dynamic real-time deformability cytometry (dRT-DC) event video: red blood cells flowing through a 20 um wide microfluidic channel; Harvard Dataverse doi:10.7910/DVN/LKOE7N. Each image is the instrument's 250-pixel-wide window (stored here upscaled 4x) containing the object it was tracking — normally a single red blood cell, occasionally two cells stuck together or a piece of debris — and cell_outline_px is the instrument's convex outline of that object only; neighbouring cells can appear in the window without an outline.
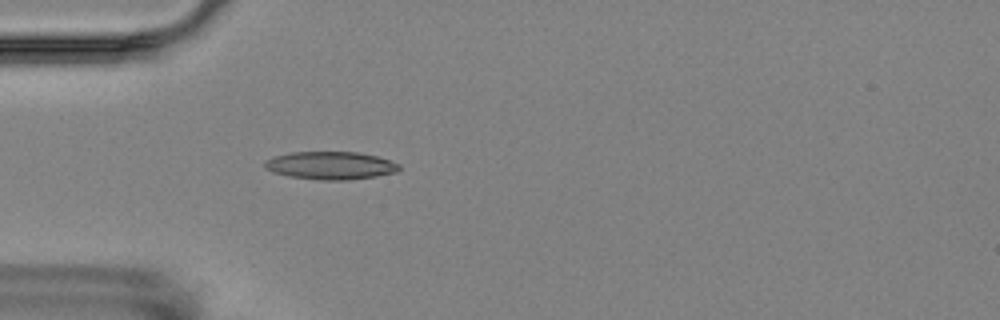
{"species": "Egyptian fruit bat (a non-hibernating species)", "species_latin": "Rousettus aegyptiacus", "temperature_condition": "room temperature", "stored_images_in_passage": 5, "camera_frame_rate_fps": 3000, "um_per_image_px": 0.085, "animal": {"sex": "female"}, "frame": {"image": 1, "passage_image": 5, "time_ms": 5.333, "image_size_px": [1000, 320], "cell_outline_px": [[400, 172], [376, 176], [348, 180], [320, 180], [288, 176], [272, 172], [264, 168], [264, 164], [272, 156], [292, 152], [356, 152], [376, 156], [400, 164]], "centroid_in_image_um": [28.1, 14.07], "position_along_channel_um": 56.9, "area_um2": 21.91}}